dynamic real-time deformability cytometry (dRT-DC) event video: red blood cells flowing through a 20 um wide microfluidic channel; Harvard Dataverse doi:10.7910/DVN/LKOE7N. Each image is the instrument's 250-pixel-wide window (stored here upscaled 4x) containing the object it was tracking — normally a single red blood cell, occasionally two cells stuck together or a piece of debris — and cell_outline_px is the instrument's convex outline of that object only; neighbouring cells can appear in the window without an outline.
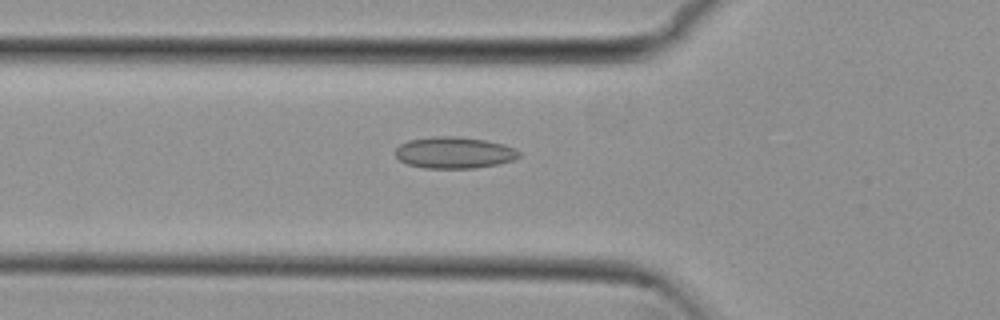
{"species": "common noctule bat (a hibernating species)", "species_latin": "Nyctalus noctula", "temperature_condition": "cold", "stored_images_in_passage": 41, "camera_frame_rate_fps": 3000, "um_per_image_px": 0.085, "animal": {"sex": "female", "body_mass_g": 29.2, "forearm_length_mm": 56.3}, "frame": {"image": 1, "passage_image": 10, "time_ms": 3.0, "image_size_px": [1000, 320], "cell_outline_px": [[520, 156], [512, 160], [500, 164], [476, 168], [424, 168], [408, 164], [400, 160], [396, 156], [396, 148], [400, 144], [408, 140], [432, 136], [456, 136], [484, 140], [504, 144], [516, 148], [520, 152]], "centroid_in_image_um": [38.62, 12.97], "position_along_channel_um": 87.2, "area_um2": 22.83}}
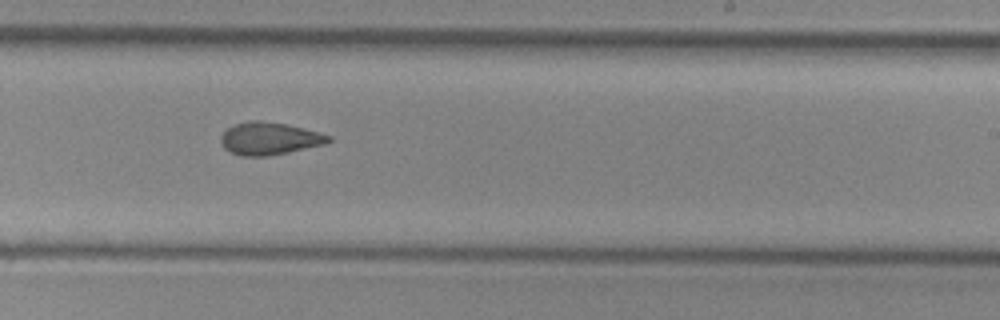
{"frame": {"image": 2, "passage_image": 24, "time_ms": 7.667, "image_size_px": [1000, 320], "cell_outline_px": [[332, 140], [324, 144], [288, 152], [268, 156], [240, 156], [228, 152], [224, 148], [220, 140], [220, 136], [228, 128], [236, 124], [248, 120], [260, 120], [288, 124], [332, 136]], "centroid_in_image_um": [22.87, 11.77], "position_along_channel_um": 266.1, "area_um2": 20.46}}
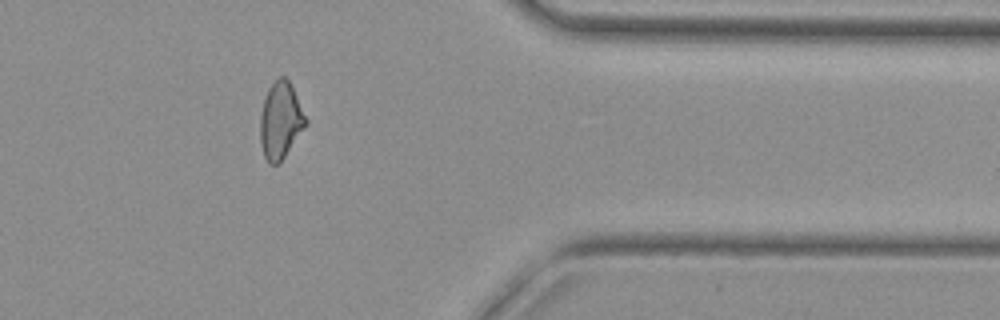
{"frame": {"image": 3, "passage_image": 35, "time_ms": 11.333, "image_size_px": [1000, 320], "cell_outline_px": [[308, 124], [280, 164], [268, 164], [264, 156], [260, 140], [260, 116], [264, 100], [268, 88], [276, 76], [284, 76], [288, 80], [308, 120]], "centroid_in_image_um": [23.85, 10.27], "position_along_channel_um": 387.6, "area_um2": 20.58}, "authors_computed_cell_mechanics": {"area_um2": 20.5768, "velocity_mm_per_s": 3.8288, "shape_relaxation_time_tau1_ms": null, "shape_relaxation_time_tau2_ms": 2.3494, "deformation_change_tau1": null, "deformation_change_tau2": 0.0938}}